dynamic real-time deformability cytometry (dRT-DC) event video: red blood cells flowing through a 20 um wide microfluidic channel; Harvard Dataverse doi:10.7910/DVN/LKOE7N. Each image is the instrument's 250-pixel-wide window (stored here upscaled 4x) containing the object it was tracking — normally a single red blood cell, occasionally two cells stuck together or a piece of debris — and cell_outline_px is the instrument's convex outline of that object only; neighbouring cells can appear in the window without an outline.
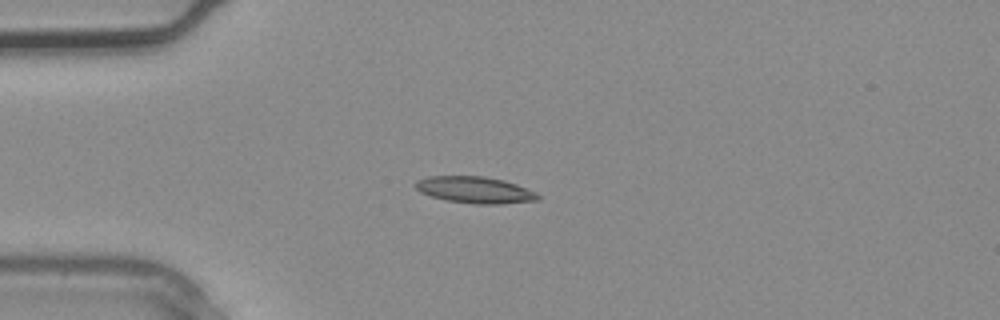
{"species": "common noctule bat (a hibernating species)", "species_latin": "Nyctalus noctula", "temperature_condition": "warm", "stored_images_in_passage": 2, "camera_frame_rate_fps": 3000, "um_per_image_px": 0.085, "animal": {"sex": "male", "body_mass_g": 20.4}, "frame": {"image": 1, "passage_image": 2, "time_ms": 0.333, "image_size_px": [1000, 320], "cell_outline_px": [[540, 200], [504, 204], [476, 204], [448, 200], [432, 196], [420, 192], [412, 184], [416, 180], [428, 176], [484, 176], [504, 180], [516, 184], [536, 192], [540, 196]], "centroid_in_image_um": [40.38, 16.14], "position_along_channel_um": 44.6, "area_um2": 19.07}}